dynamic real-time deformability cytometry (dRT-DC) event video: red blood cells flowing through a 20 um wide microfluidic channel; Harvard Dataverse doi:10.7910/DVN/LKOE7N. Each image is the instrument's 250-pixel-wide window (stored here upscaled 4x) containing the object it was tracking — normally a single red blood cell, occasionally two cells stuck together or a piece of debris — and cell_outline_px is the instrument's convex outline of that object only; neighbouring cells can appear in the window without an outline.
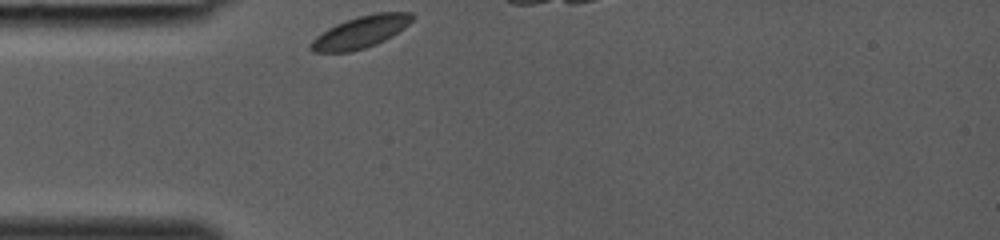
{"species": "common noctule bat (a hibernating species)", "species_latin": "Nyctalus noctula", "temperature_condition": "room temperature", "stored_images_in_passage": 7, "camera_frame_rate_fps": 3000, "um_per_image_px": 0.085, "animal": {"sex": "female", "body_mass_g": 19.0, "forearm_length_mm": 53.3}, "frame": {"image": 1, "passage_image": 1, "time_ms": 0.0, "image_size_px": [1000, 240], "cell_outline_px": [[416, 16], [404, 28], [392, 36], [376, 44], [352, 52], [312, 52], [308, 48], [312, 40], [316, 36], [328, 28], [336, 24], [356, 16], [376, 12], [412, 12]], "centroid_in_image_um": [30.65, 2.72], "position_along_channel_um": 54.3, "area_um2": 19.02}}
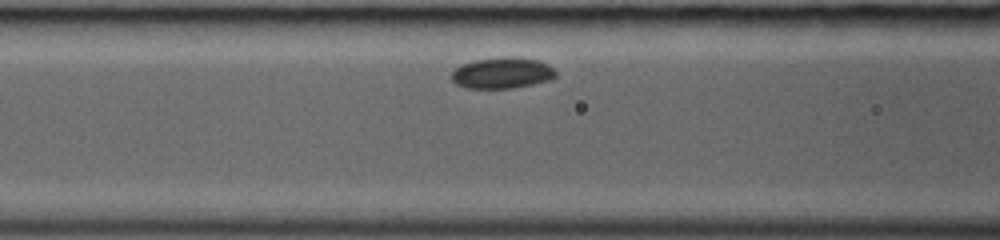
{"frame": {"image": 2, "passage_image": 6, "time_ms": 1.667, "image_size_px": [1000, 240], "cell_outline_px": [[556, 76], [552, 80], [512, 88], [464, 88], [456, 84], [452, 80], [452, 72], [460, 64], [476, 60], [536, 60], [548, 64], [556, 72]], "centroid_in_image_um": [42.66, 6.27], "position_along_channel_um": 123.9, "area_um2": 17.98}}